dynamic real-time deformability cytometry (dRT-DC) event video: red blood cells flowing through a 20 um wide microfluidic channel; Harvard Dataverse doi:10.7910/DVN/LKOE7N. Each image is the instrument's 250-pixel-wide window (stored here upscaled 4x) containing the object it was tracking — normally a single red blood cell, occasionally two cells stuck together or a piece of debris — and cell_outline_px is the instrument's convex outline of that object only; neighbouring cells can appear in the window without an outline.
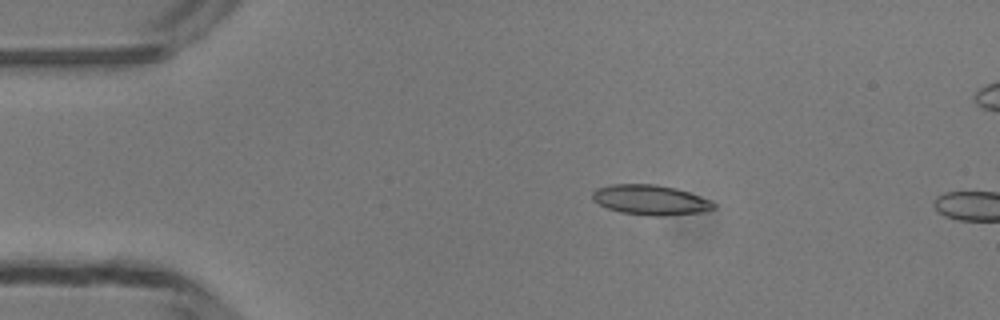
{"species": "common noctule bat (a hibernating species)", "species_latin": "Nyctalus noctula", "temperature_condition": "room temperature", "stored_images_in_passage": 15, "camera_frame_rate_fps": 3000, "um_per_image_px": 0.085, "animal": {"sex": "male", "body_mass_g": 13.3}, "frame": {"image": 1, "passage_image": 9, "time_ms": 2.667, "image_size_px": [1000, 320], "cell_outline_px": [[716, 208], [700, 212], [664, 216], [648, 216], [620, 212], [608, 208], [592, 200], [592, 192], [596, 188], [612, 184], [656, 184], [676, 188], [688, 192], [708, 200], [716, 204]], "centroid_in_image_um": [55.25, 16.99], "position_along_channel_um": 29.7, "area_um2": 21.15}}